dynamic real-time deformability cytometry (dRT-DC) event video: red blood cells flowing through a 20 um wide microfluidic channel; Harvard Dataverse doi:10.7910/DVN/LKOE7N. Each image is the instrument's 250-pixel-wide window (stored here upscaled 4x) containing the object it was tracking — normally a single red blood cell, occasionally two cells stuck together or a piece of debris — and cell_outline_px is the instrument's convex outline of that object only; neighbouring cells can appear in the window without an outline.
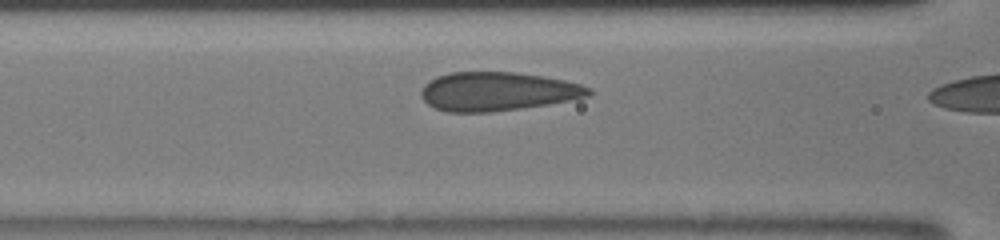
{"species": "human", "species_latin": "Homo sapiens", "temperature_condition": "room temperature", "stored_images_in_passage": 9, "camera_frame_rate_fps": 3000, "um_per_image_px": 0.085, "donor": {"sex": "male"}, "frame": {"image": 1, "passage_image": 8, "time_ms": 1.333, "image_size_px": [1000, 240], "cell_outline_px": [[592, 92], [588, 96], [548, 104], [492, 112], [448, 112], [436, 108], [428, 104], [420, 96], [420, 92], [424, 84], [436, 76], [448, 72], [516, 72], [544, 76], [564, 80], [580, 84], [592, 88]], "centroid_in_image_um": [42.26, 7.76], "position_along_channel_um": 124.3, "area_um2": 37.92}}